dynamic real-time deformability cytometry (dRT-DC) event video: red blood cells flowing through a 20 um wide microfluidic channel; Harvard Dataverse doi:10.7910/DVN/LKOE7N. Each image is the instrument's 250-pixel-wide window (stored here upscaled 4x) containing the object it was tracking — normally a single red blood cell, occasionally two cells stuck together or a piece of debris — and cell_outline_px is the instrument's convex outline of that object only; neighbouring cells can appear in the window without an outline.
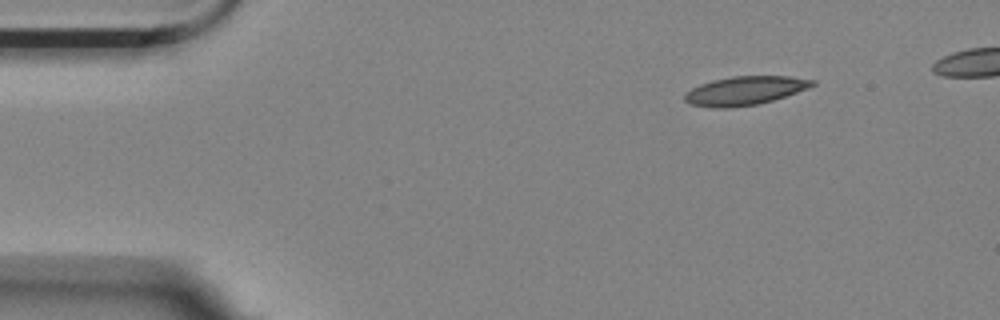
{"species": "Egyptian fruit bat (a non-hibernating species)", "species_latin": "Rousettus aegyptiacus", "temperature_condition": "room temperature", "stored_images_in_passage": 64, "camera_frame_rate_fps": 3000, "um_per_image_px": 0.085, "animal": {"sex": "female"}, "frame": {"image": 1, "passage_image": 1, "time_ms": 0.0, "image_size_px": [1000, 320], "cell_outline_px": [[816, 84], [808, 88], [772, 100], [756, 104], [728, 108], [712, 108], [692, 104], [684, 100], [684, 92], [700, 84], [712, 80], [732, 76], [788, 76], [816, 80]], "centroid_in_image_um": [63.29, 7.7], "position_along_channel_um": 21.7, "area_um2": 21.27}}
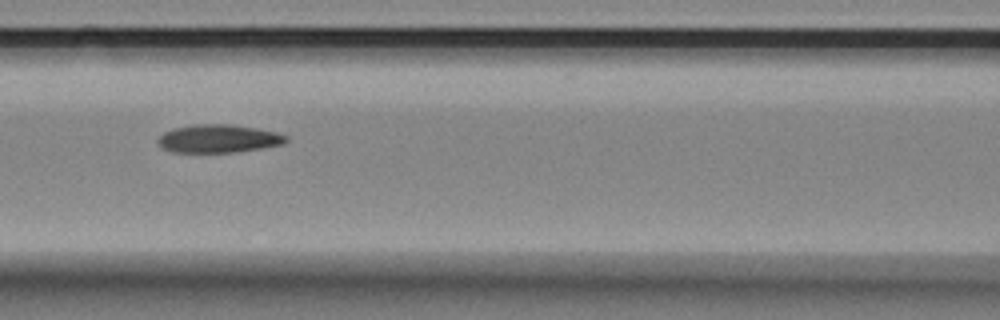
{"frame": {"image": 2, "passage_image": 18, "time_ms": 5.667, "image_size_px": [1000, 320], "cell_outline_px": [[288, 140], [284, 144], [236, 152], [172, 152], [160, 148], [156, 140], [164, 132], [172, 128], [192, 124], [232, 124], [256, 128], [276, 132], [288, 136]], "centroid_in_image_um": [18.54, 11.78], "position_along_channel_um": 148.1, "area_um2": 21.21}}
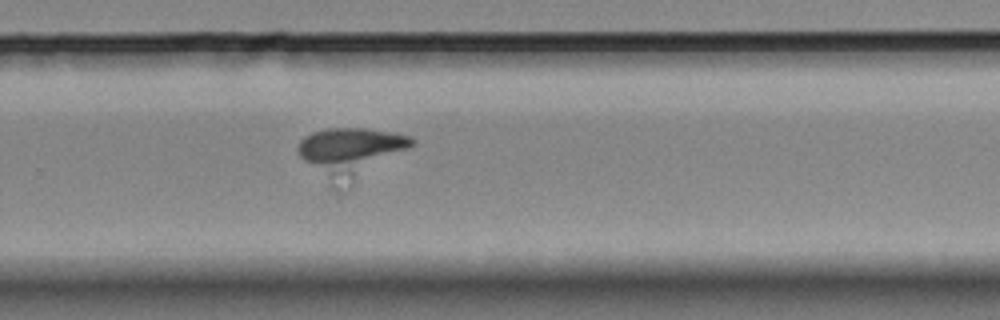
{"frame": {"image": 3, "passage_image": 31, "time_ms": 10.0, "image_size_px": [1000, 320], "cell_outline_px": [[416, 144], [352, 188], [304, 160], [300, 156], [296, 148], [300, 140], [304, 136], [312, 132], [328, 128], [364, 128], [392, 132], [412, 136], [416, 140]], "centroid_in_image_um": [29.97, 12.89], "position_along_channel_um": 299.8, "area_um2": 32.19}}